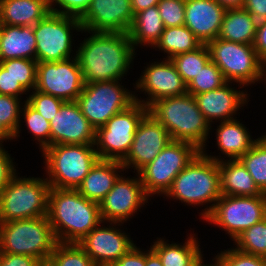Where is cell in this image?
I'll use <instances>...</instances> for the list:
<instances>
[{"mask_svg":"<svg viewBox=\"0 0 266 266\" xmlns=\"http://www.w3.org/2000/svg\"><path fill=\"white\" fill-rule=\"evenodd\" d=\"M87 32L75 51L84 84L121 81L137 54L128 33Z\"/></svg>","mask_w":266,"mask_h":266,"instance_id":"6da1fadb","label":"cell"},{"mask_svg":"<svg viewBox=\"0 0 266 266\" xmlns=\"http://www.w3.org/2000/svg\"><path fill=\"white\" fill-rule=\"evenodd\" d=\"M47 217L61 243L78 244L93 228L105 223L99 204L74 189H49Z\"/></svg>","mask_w":266,"mask_h":266,"instance_id":"7a4b0ae2","label":"cell"},{"mask_svg":"<svg viewBox=\"0 0 266 266\" xmlns=\"http://www.w3.org/2000/svg\"><path fill=\"white\" fill-rule=\"evenodd\" d=\"M148 113L162 124L173 141L189 142L206 150L212 128L193 95L185 93L159 99L148 107Z\"/></svg>","mask_w":266,"mask_h":266,"instance_id":"3957f363","label":"cell"},{"mask_svg":"<svg viewBox=\"0 0 266 266\" xmlns=\"http://www.w3.org/2000/svg\"><path fill=\"white\" fill-rule=\"evenodd\" d=\"M220 170L218 161L210 159L201 151L173 180L166 198L181 203L201 206L208 205L199 216L205 219L221 196ZM212 203V204H211Z\"/></svg>","mask_w":266,"mask_h":266,"instance_id":"277c9868","label":"cell"},{"mask_svg":"<svg viewBox=\"0 0 266 266\" xmlns=\"http://www.w3.org/2000/svg\"><path fill=\"white\" fill-rule=\"evenodd\" d=\"M50 188L74 189L99 160L95 145L56 144L42 151Z\"/></svg>","mask_w":266,"mask_h":266,"instance_id":"5b68a950","label":"cell"},{"mask_svg":"<svg viewBox=\"0 0 266 266\" xmlns=\"http://www.w3.org/2000/svg\"><path fill=\"white\" fill-rule=\"evenodd\" d=\"M58 241L47 216L0 223V252L48 262Z\"/></svg>","mask_w":266,"mask_h":266,"instance_id":"8992f818","label":"cell"},{"mask_svg":"<svg viewBox=\"0 0 266 266\" xmlns=\"http://www.w3.org/2000/svg\"><path fill=\"white\" fill-rule=\"evenodd\" d=\"M49 189L46 178L15 175L0 196V223L47 216Z\"/></svg>","mask_w":266,"mask_h":266,"instance_id":"52a82bcc","label":"cell"},{"mask_svg":"<svg viewBox=\"0 0 266 266\" xmlns=\"http://www.w3.org/2000/svg\"><path fill=\"white\" fill-rule=\"evenodd\" d=\"M210 60L222 71L227 82L238 87L251 86L262 80L264 63L259 59L253 45L240 44L216 38L207 44Z\"/></svg>","mask_w":266,"mask_h":266,"instance_id":"ba28073f","label":"cell"},{"mask_svg":"<svg viewBox=\"0 0 266 266\" xmlns=\"http://www.w3.org/2000/svg\"><path fill=\"white\" fill-rule=\"evenodd\" d=\"M201 150L194 144L184 141H171L137 174L146 195H165L174 178L188 166Z\"/></svg>","mask_w":266,"mask_h":266,"instance_id":"9c48e42d","label":"cell"},{"mask_svg":"<svg viewBox=\"0 0 266 266\" xmlns=\"http://www.w3.org/2000/svg\"><path fill=\"white\" fill-rule=\"evenodd\" d=\"M135 92L129 91L118 80L84 84L76 102L83 116L97 130L115 114L135 102Z\"/></svg>","mask_w":266,"mask_h":266,"instance_id":"30bf717a","label":"cell"},{"mask_svg":"<svg viewBox=\"0 0 266 266\" xmlns=\"http://www.w3.org/2000/svg\"><path fill=\"white\" fill-rule=\"evenodd\" d=\"M148 108L135 101L112 116L96 130L95 150L102 160L122 161L128 154L134 135Z\"/></svg>","mask_w":266,"mask_h":266,"instance_id":"8fae6325","label":"cell"},{"mask_svg":"<svg viewBox=\"0 0 266 266\" xmlns=\"http://www.w3.org/2000/svg\"><path fill=\"white\" fill-rule=\"evenodd\" d=\"M266 218V194L260 196L221 195L203 220L222 228L234 241L242 232Z\"/></svg>","mask_w":266,"mask_h":266,"instance_id":"7c38bea8","label":"cell"},{"mask_svg":"<svg viewBox=\"0 0 266 266\" xmlns=\"http://www.w3.org/2000/svg\"><path fill=\"white\" fill-rule=\"evenodd\" d=\"M82 31L76 17L50 12L34 26L36 61L51 62L73 58V30ZM71 56V57H70Z\"/></svg>","mask_w":266,"mask_h":266,"instance_id":"4fadbf2b","label":"cell"},{"mask_svg":"<svg viewBox=\"0 0 266 266\" xmlns=\"http://www.w3.org/2000/svg\"><path fill=\"white\" fill-rule=\"evenodd\" d=\"M83 88L84 79L76 54L62 61L37 63L35 90L72 102L77 100Z\"/></svg>","mask_w":266,"mask_h":266,"instance_id":"5bb4252c","label":"cell"},{"mask_svg":"<svg viewBox=\"0 0 266 266\" xmlns=\"http://www.w3.org/2000/svg\"><path fill=\"white\" fill-rule=\"evenodd\" d=\"M122 174L99 204L101 219L106 224L127 222L148 203L149 197L144 191L139 175L126 178Z\"/></svg>","mask_w":266,"mask_h":266,"instance_id":"9a60e30c","label":"cell"},{"mask_svg":"<svg viewBox=\"0 0 266 266\" xmlns=\"http://www.w3.org/2000/svg\"><path fill=\"white\" fill-rule=\"evenodd\" d=\"M163 59L162 62L154 61L145 67L142 75L134 84L136 90L147 93L146 100L134 95L135 101L147 108L159 99L187 93V84L177 72L172 61L167 58Z\"/></svg>","mask_w":266,"mask_h":266,"instance_id":"2e32d148","label":"cell"},{"mask_svg":"<svg viewBox=\"0 0 266 266\" xmlns=\"http://www.w3.org/2000/svg\"><path fill=\"white\" fill-rule=\"evenodd\" d=\"M172 141L169 132L147 113L140 121L127 156L121 161L125 171L130 167L138 173ZM134 167V168H133Z\"/></svg>","mask_w":266,"mask_h":266,"instance_id":"e0dca14e","label":"cell"},{"mask_svg":"<svg viewBox=\"0 0 266 266\" xmlns=\"http://www.w3.org/2000/svg\"><path fill=\"white\" fill-rule=\"evenodd\" d=\"M133 19L131 0H92L79 20L82 33H128Z\"/></svg>","mask_w":266,"mask_h":266,"instance_id":"ac0fdd59","label":"cell"},{"mask_svg":"<svg viewBox=\"0 0 266 266\" xmlns=\"http://www.w3.org/2000/svg\"><path fill=\"white\" fill-rule=\"evenodd\" d=\"M122 224L109 222V226H103L100 223L78 243L95 265L115 263L136 245L128 233L116 227Z\"/></svg>","mask_w":266,"mask_h":266,"instance_id":"d6986e66","label":"cell"},{"mask_svg":"<svg viewBox=\"0 0 266 266\" xmlns=\"http://www.w3.org/2000/svg\"><path fill=\"white\" fill-rule=\"evenodd\" d=\"M50 124V146L56 144L95 145L96 130L83 116L76 101L64 102Z\"/></svg>","mask_w":266,"mask_h":266,"instance_id":"ffe728a7","label":"cell"},{"mask_svg":"<svg viewBox=\"0 0 266 266\" xmlns=\"http://www.w3.org/2000/svg\"><path fill=\"white\" fill-rule=\"evenodd\" d=\"M230 85L231 82H227L218 89L194 95L199 110L210 125L213 120L224 122L237 118L235 115L240 107L248 104L250 94H247L246 89L240 91Z\"/></svg>","mask_w":266,"mask_h":266,"instance_id":"44dd1931","label":"cell"},{"mask_svg":"<svg viewBox=\"0 0 266 266\" xmlns=\"http://www.w3.org/2000/svg\"><path fill=\"white\" fill-rule=\"evenodd\" d=\"M225 11L216 0H185V26L207 44L218 37Z\"/></svg>","mask_w":266,"mask_h":266,"instance_id":"7402d4cb","label":"cell"},{"mask_svg":"<svg viewBox=\"0 0 266 266\" xmlns=\"http://www.w3.org/2000/svg\"><path fill=\"white\" fill-rule=\"evenodd\" d=\"M201 152L210 159L218 161L222 195L260 196L263 194L254 183L247 169L238 159H225L224 161V158L222 159L221 156L207 155L206 150H201Z\"/></svg>","mask_w":266,"mask_h":266,"instance_id":"603a6c76","label":"cell"},{"mask_svg":"<svg viewBox=\"0 0 266 266\" xmlns=\"http://www.w3.org/2000/svg\"><path fill=\"white\" fill-rule=\"evenodd\" d=\"M124 170L120 161L99 159L77 191L85 198L100 204Z\"/></svg>","mask_w":266,"mask_h":266,"instance_id":"cb8c5ba5","label":"cell"},{"mask_svg":"<svg viewBox=\"0 0 266 266\" xmlns=\"http://www.w3.org/2000/svg\"><path fill=\"white\" fill-rule=\"evenodd\" d=\"M19 58L36 60V38L33 26L2 24L0 29V61Z\"/></svg>","mask_w":266,"mask_h":266,"instance_id":"d4e9b609","label":"cell"},{"mask_svg":"<svg viewBox=\"0 0 266 266\" xmlns=\"http://www.w3.org/2000/svg\"><path fill=\"white\" fill-rule=\"evenodd\" d=\"M220 125L216 129V145L224 157L229 160H236L243 156L249 149L253 147L258 140L254 139L247 127L237 120H227L219 122ZM253 138V139H252Z\"/></svg>","mask_w":266,"mask_h":266,"instance_id":"484cf974","label":"cell"},{"mask_svg":"<svg viewBox=\"0 0 266 266\" xmlns=\"http://www.w3.org/2000/svg\"><path fill=\"white\" fill-rule=\"evenodd\" d=\"M1 23L11 26H34L50 12L46 0H0Z\"/></svg>","mask_w":266,"mask_h":266,"instance_id":"4316f807","label":"cell"},{"mask_svg":"<svg viewBox=\"0 0 266 266\" xmlns=\"http://www.w3.org/2000/svg\"><path fill=\"white\" fill-rule=\"evenodd\" d=\"M195 236L191 233L183 245L169 244L164 238H157L150 247L159 256L163 266H194L203 255Z\"/></svg>","mask_w":266,"mask_h":266,"instance_id":"83f0119b","label":"cell"},{"mask_svg":"<svg viewBox=\"0 0 266 266\" xmlns=\"http://www.w3.org/2000/svg\"><path fill=\"white\" fill-rule=\"evenodd\" d=\"M164 28L157 5H155L134 15L133 23L128 32L129 39L135 50L139 45L154 47Z\"/></svg>","mask_w":266,"mask_h":266,"instance_id":"f1b7e54d","label":"cell"},{"mask_svg":"<svg viewBox=\"0 0 266 266\" xmlns=\"http://www.w3.org/2000/svg\"><path fill=\"white\" fill-rule=\"evenodd\" d=\"M257 30L243 7L226 9L218 38L253 45Z\"/></svg>","mask_w":266,"mask_h":266,"instance_id":"f546056e","label":"cell"},{"mask_svg":"<svg viewBox=\"0 0 266 266\" xmlns=\"http://www.w3.org/2000/svg\"><path fill=\"white\" fill-rule=\"evenodd\" d=\"M202 43L185 25L164 28L159 41L153 48H158L167 54V59L175 55L193 51L200 47Z\"/></svg>","mask_w":266,"mask_h":266,"instance_id":"4dcf8cb0","label":"cell"},{"mask_svg":"<svg viewBox=\"0 0 266 266\" xmlns=\"http://www.w3.org/2000/svg\"><path fill=\"white\" fill-rule=\"evenodd\" d=\"M15 96L0 94V145L20 137L21 110L24 103ZM19 134V135H18Z\"/></svg>","mask_w":266,"mask_h":266,"instance_id":"1f68e13d","label":"cell"},{"mask_svg":"<svg viewBox=\"0 0 266 266\" xmlns=\"http://www.w3.org/2000/svg\"><path fill=\"white\" fill-rule=\"evenodd\" d=\"M247 169L259 190L266 194V135H262L243 156L238 159Z\"/></svg>","mask_w":266,"mask_h":266,"instance_id":"d6a6232c","label":"cell"},{"mask_svg":"<svg viewBox=\"0 0 266 266\" xmlns=\"http://www.w3.org/2000/svg\"><path fill=\"white\" fill-rule=\"evenodd\" d=\"M170 60L188 85L210 61V53L207 45L202 44L197 49L175 55Z\"/></svg>","mask_w":266,"mask_h":266,"instance_id":"836d02e7","label":"cell"},{"mask_svg":"<svg viewBox=\"0 0 266 266\" xmlns=\"http://www.w3.org/2000/svg\"><path fill=\"white\" fill-rule=\"evenodd\" d=\"M235 249L251 255H266V218L247 228L234 239Z\"/></svg>","mask_w":266,"mask_h":266,"instance_id":"e575fe53","label":"cell"},{"mask_svg":"<svg viewBox=\"0 0 266 266\" xmlns=\"http://www.w3.org/2000/svg\"><path fill=\"white\" fill-rule=\"evenodd\" d=\"M48 263L51 266H95L79 244L61 242L55 246Z\"/></svg>","mask_w":266,"mask_h":266,"instance_id":"d590c367","label":"cell"},{"mask_svg":"<svg viewBox=\"0 0 266 266\" xmlns=\"http://www.w3.org/2000/svg\"><path fill=\"white\" fill-rule=\"evenodd\" d=\"M226 83L227 81L224 78L222 71L210 60L187 85V93L194 96L218 89Z\"/></svg>","mask_w":266,"mask_h":266,"instance_id":"8d00e7d4","label":"cell"},{"mask_svg":"<svg viewBox=\"0 0 266 266\" xmlns=\"http://www.w3.org/2000/svg\"><path fill=\"white\" fill-rule=\"evenodd\" d=\"M21 110V117L26 123L28 132L39 142L40 150L43 151L50 146L51 124L45 120L36 110H34L26 101Z\"/></svg>","mask_w":266,"mask_h":266,"instance_id":"74e56055","label":"cell"},{"mask_svg":"<svg viewBox=\"0 0 266 266\" xmlns=\"http://www.w3.org/2000/svg\"><path fill=\"white\" fill-rule=\"evenodd\" d=\"M37 63L36 60L23 58L0 61V65L28 92L36 87Z\"/></svg>","mask_w":266,"mask_h":266,"instance_id":"f35d334b","label":"cell"},{"mask_svg":"<svg viewBox=\"0 0 266 266\" xmlns=\"http://www.w3.org/2000/svg\"><path fill=\"white\" fill-rule=\"evenodd\" d=\"M25 100L34 110H36L45 120L51 121L64 103L63 100L55 96L33 90Z\"/></svg>","mask_w":266,"mask_h":266,"instance_id":"ab89813d","label":"cell"},{"mask_svg":"<svg viewBox=\"0 0 266 266\" xmlns=\"http://www.w3.org/2000/svg\"><path fill=\"white\" fill-rule=\"evenodd\" d=\"M157 8L165 28L185 25V0H159Z\"/></svg>","mask_w":266,"mask_h":266,"instance_id":"60d3db41","label":"cell"},{"mask_svg":"<svg viewBox=\"0 0 266 266\" xmlns=\"http://www.w3.org/2000/svg\"><path fill=\"white\" fill-rule=\"evenodd\" d=\"M216 255L222 266H266V259L262 256L240 252L234 247L220 251Z\"/></svg>","mask_w":266,"mask_h":266,"instance_id":"b9f144b4","label":"cell"},{"mask_svg":"<svg viewBox=\"0 0 266 266\" xmlns=\"http://www.w3.org/2000/svg\"><path fill=\"white\" fill-rule=\"evenodd\" d=\"M91 1L92 0H50V9L53 13L80 19L88 9Z\"/></svg>","mask_w":266,"mask_h":266,"instance_id":"7bdbcfd3","label":"cell"},{"mask_svg":"<svg viewBox=\"0 0 266 266\" xmlns=\"http://www.w3.org/2000/svg\"><path fill=\"white\" fill-rule=\"evenodd\" d=\"M14 158L6 151L3 145H0V196L10 180L18 173L15 169Z\"/></svg>","mask_w":266,"mask_h":266,"instance_id":"ee69618b","label":"cell"},{"mask_svg":"<svg viewBox=\"0 0 266 266\" xmlns=\"http://www.w3.org/2000/svg\"><path fill=\"white\" fill-rule=\"evenodd\" d=\"M27 90L0 65V94L21 98Z\"/></svg>","mask_w":266,"mask_h":266,"instance_id":"f6af8a7d","label":"cell"},{"mask_svg":"<svg viewBox=\"0 0 266 266\" xmlns=\"http://www.w3.org/2000/svg\"><path fill=\"white\" fill-rule=\"evenodd\" d=\"M242 7L248 11L256 30L266 23V0H245Z\"/></svg>","mask_w":266,"mask_h":266,"instance_id":"bcb514c9","label":"cell"},{"mask_svg":"<svg viewBox=\"0 0 266 266\" xmlns=\"http://www.w3.org/2000/svg\"><path fill=\"white\" fill-rule=\"evenodd\" d=\"M42 262L34 257L0 252V266H40Z\"/></svg>","mask_w":266,"mask_h":266,"instance_id":"7dc6e473","label":"cell"},{"mask_svg":"<svg viewBox=\"0 0 266 266\" xmlns=\"http://www.w3.org/2000/svg\"><path fill=\"white\" fill-rule=\"evenodd\" d=\"M113 264L115 266H145L146 251H142L135 245Z\"/></svg>","mask_w":266,"mask_h":266,"instance_id":"c3c4849f","label":"cell"},{"mask_svg":"<svg viewBox=\"0 0 266 266\" xmlns=\"http://www.w3.org/2000/svg\"><path fill=\"white\" fill-rule=\"evenodd\" d=\"M253 47L259 59L266 64V23L257 30Z\"/></svg>","mask_w":266,"mask_h":266,"instance_id":"681fc988","label":"cell"},{"mask_svg":"<svg viewBox=\"0 0 266 266\" xmlns=\"http://www.w3.org/2000/svg\"><path fill=\"white\" fill-rule=\"evenodd\" d=\"M159 0H131V7L134 15L149 7L158 5Z\"/></svg>","mask_w":266,"mask_h":266,"instance_id":"f907efd6","label":"cell"},{"mask_svg":"<svg viewBox=\"0 0 266 266\" xmlns=\"http://www.w3.org/2000/svg\"><path fill=\"white\" fill-rule=\"evenodd\" d=\"M145 266H163L159 256L151 249V247L146 251Z\"/></svg>","mask_w":266,"mask_h":266,"instance_id":"816d5d0a","label":"cell"},{"mask_svg":"<svg viewBox=\"0 0 266 266\" xmlns=\"http://www.w3.org/2000/svg\"><path fill=\"white\" fill-rule=\"evenodd\" d=\"M225 9L239 8L243 6L245 0H216Z\"/></svg>","mask_w":266,"mask_h":266,"instance_id":"f5cc1de1","label":"cell"},{"mask_svg":"<svg viewBox=\"0 0 266 266\" xmlns=\"http://www.w3.org/2000/svg\"><path fill=\"white\" fill-rule=\"evenodd\" d=\"M203 258L204 257L202 255L201 258L194 264V266H222L217 256H215V258L212 259V261L214 260L215 262L211 264H207V263L204 264L205 260H203Z\"/></svg>","mask_w":266,"mask_h":266,"instance_id":"db71d44e","label":"cell"},{"mask_svg":"<svg viewBox=\"0 0 266 266\" xmlns=\"http://www.w3.org/2000/svg\"><path fill=\"white\" fill-rule=\"evenodd\" d=\"M263 80L266 81V64L264 65V69H263L262 81ZM264 83H266V82H264Z\"/></svg>","mask_w":266,"mask_h":266,"instance_id":"11a10c76","label":"cell"},{"mask_svg":"<svg viewBox=\"0 0 266 266\" xmlns=\"http://www.w3.org/2000/svg\"><path fill=\"white\" fill-rule=\"evenodd\" d=\"M95 266H115L113 263H108V264H98Z\"/></svg>","mask_w":266,"mask_h":266,"instance_id":"9f6ffc18","label":"cell"},{"mask_svg":"<svg viewBox=\"0 0 266 266\" xmlns=\"http://www.w3.org/2000/svg\"><path fill=\"white\" fill-rule=\"evenodd\" d=\"M40 266H51L48 262L42 263Z\"/></svg>","mask_w":266,"mask_h":266,"instance_id":"6f0895ef","label":"cell"},{"mask_svg":"<svg viewBox=\"0 0 266 266\" xmlns=\"http://www.w3.org/2000/svg\"><path fill=\"white\" fill-rule=\"evenodd\" d=\"M2 23H1V10H0V29H1Z\"/></svg>","mask_w":266,"mask_h":266,"instance_id":"680465c9","label":"cell"}]
</instances>
